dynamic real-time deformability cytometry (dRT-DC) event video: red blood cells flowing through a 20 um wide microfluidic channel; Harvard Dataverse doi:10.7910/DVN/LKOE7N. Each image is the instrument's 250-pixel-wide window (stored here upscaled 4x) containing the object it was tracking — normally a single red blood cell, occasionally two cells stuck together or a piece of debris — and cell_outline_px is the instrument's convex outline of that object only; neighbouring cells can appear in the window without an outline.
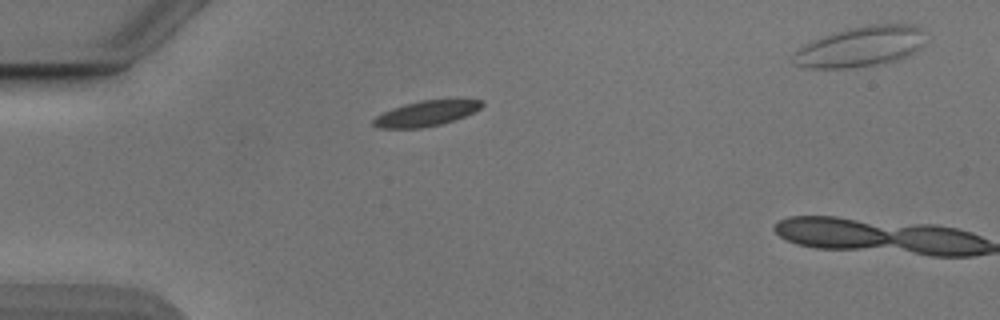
{"species": "Egyptian fruit bat (a non-hibernating species)", "species_latin": "Rousettus aegyptiacus", "temperature_condition": "cold", "stored_images_in_passage": 5, "camera_frame_rate_fps": 3000, "um_per_image_px": 0.085, "animal": {"sex": "male"}, "frame": {"image": 1, "passage_image": 4, "time_ms": 1.0, "image_size_px": [1000, 320], "cell_outline_px": [[484, 104], [480, 108], [464, 116], [440, 124], [420, 128], [380, 128], [372, 124], [372, 120], [376, 116], [392, 108], [404, 104], [420, 100], [484, 100]], "centroid_in_image_um": [36.18, 9.64], "position_along_channel_um": 48.8, "area_um2": 15.72}}